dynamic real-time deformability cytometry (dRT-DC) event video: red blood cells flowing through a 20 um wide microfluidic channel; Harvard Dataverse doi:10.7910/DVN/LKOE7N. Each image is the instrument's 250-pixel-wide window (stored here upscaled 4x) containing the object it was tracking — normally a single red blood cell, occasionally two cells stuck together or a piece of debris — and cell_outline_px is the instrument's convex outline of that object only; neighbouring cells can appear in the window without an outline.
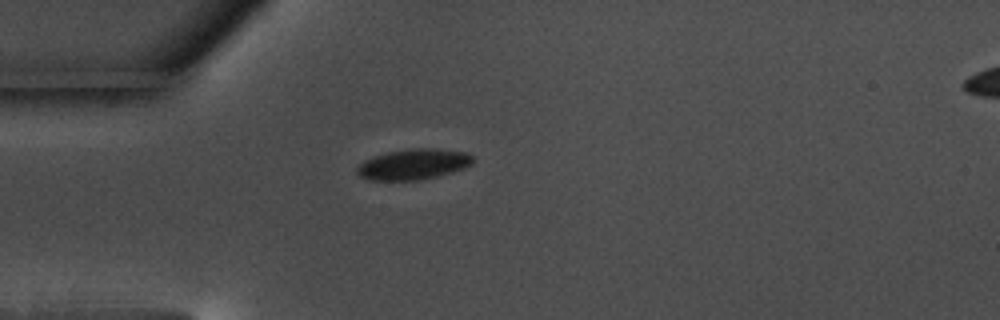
{"species": "common noctule bat (a hibernating species)", "species_latin": "Nyctalus noctula", "temperature_condition": "warm", "stored_images_in_passage": 43, "camera_frame_rate_fps": 3000, "um_per_image_px": 0.085, "animal": {"sex": "male", "body_mass_g": 17.5, "forearm_length_mm": 52.3}, "frame": {"image": 1, "passage_image": 1, "time_ms": 0.0, "image_size_px": [1000, 320], "cell_outline_px": [[476, 160], [472, 164], [464, 168], [452, 172], [420, 180], [368, 180], [360, 176], [356, 172], [356, 168], [364, 160], [372, 156], [388, 152], [412, 148], [436, 148], [468, 152]], "centroid_in_image_um": [35.16, 13.95], "position_along_channel_um": 49.8, "area_um2": 20.87}}
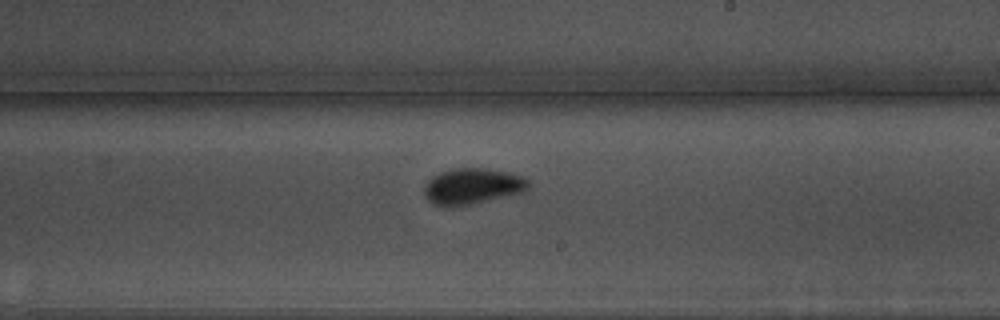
{"frame": {"image": 2, "passage_image": 19, "time_ms": 6.0, "image_size_px": [1000, 320], "cell_outline_px": [[532, 184], [524, 192], [468, 204], [432, 204], [424, 196], [424, 188], [428, 180], [432, 176], [440, 172], [456, 168], [484, 168], [508, 172], [520, 176], [528, 180]], "centroid_in_image_um": [40.17, 15.79], "position_along_channel_um": 248.8, "area_um2": 21.33}}
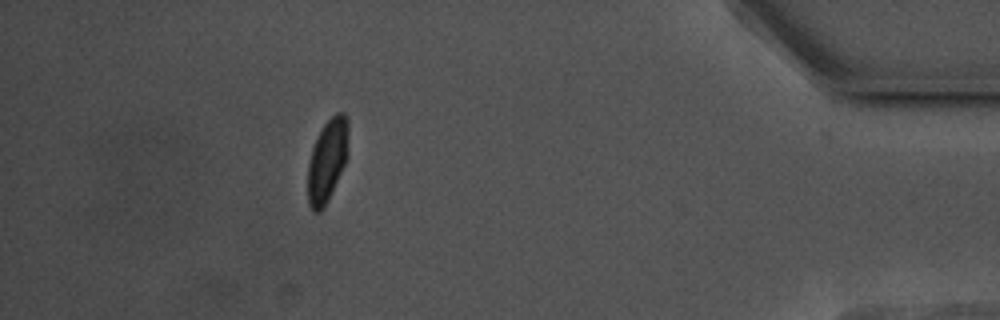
{"frame": {"image": 3, "passage_image": 37, "time_ms": 12.0, "image_size_px": [1000, 320], "cell_outline_px": [[348, 156], [328, 200], [320, 212], [312, 212], [308, 204], [308, 160], [312, 148], [324, 124], [336, 112], [344, 112], [348, 116]], "centroid_in_image_um": [27.82, 13.63], "position_along_channel_um": 407.4, "area_um2": 19.65}, "authors_computed_cell_mechanics": {"area_um2": 20.1144, "velocity_mm_per_s": 3.5177, "shape_relaxation_time_tau1_ms": 3.0862, "shape_relaxation_time_tau2_ms": 0.7524, "deformation_change_tau1": 0.0955, "deformation_change_tau2": 0.0527}}